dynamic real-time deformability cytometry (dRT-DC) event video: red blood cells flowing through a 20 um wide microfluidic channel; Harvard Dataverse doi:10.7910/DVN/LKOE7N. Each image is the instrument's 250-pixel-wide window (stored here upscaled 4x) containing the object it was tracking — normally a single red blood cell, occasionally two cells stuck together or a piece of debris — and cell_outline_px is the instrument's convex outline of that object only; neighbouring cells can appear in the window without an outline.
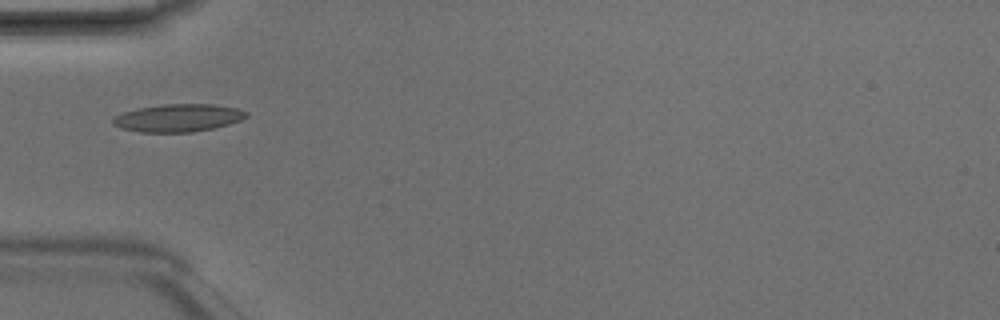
{"species": "Egyptian fruit bat (a non-hibernating species)", "species_latin": "Rousettus aegyptiacus", "temperature_condition": "room temperature", "stored_images_in_passage": 3, "camera_frame_rate_fps": 3000, "um_per_image_px": 0.085, "animal": {"sex": "male"}, "frame": {"image": 1, "passage_image": 2, "time_ms": 0.333, "image_size_px": [1000, 320], "cell_outline_px": [[248, 116], [240, 120], [228, 124], [212, 128], [192, 132], [140, 132], [120, 128], [112, 124], [112, 120], [116, 116], [124, 112], [136, 108], [164, 104], [212, 104], [236, 108], [248, 112]], "centroid_in_image_um": [15.12, 10.02], "position_along_channel_um": 69.9, "area_um2": 21.44}}